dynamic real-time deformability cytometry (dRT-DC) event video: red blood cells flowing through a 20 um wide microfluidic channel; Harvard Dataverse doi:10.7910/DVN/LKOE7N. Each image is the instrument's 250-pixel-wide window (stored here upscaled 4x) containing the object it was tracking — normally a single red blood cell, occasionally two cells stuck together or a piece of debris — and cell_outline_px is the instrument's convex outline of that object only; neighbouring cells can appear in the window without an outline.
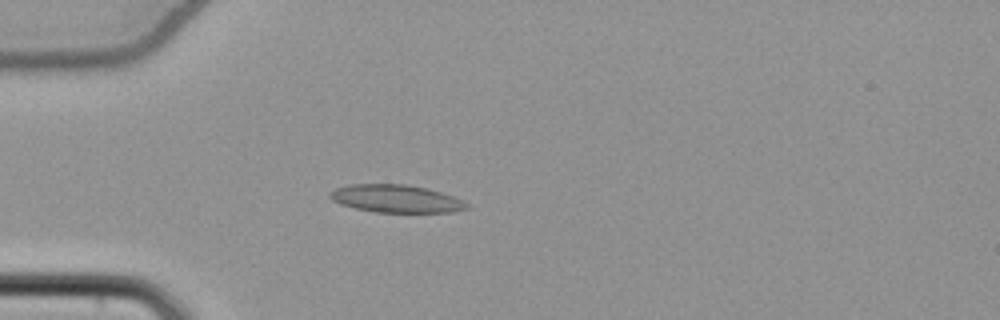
{"species": "common noctule bat (a hibernating species)", "species_latin": "Nyctalus noctula", "temperature_condition": "cold", "stored_images_in_passage": 43, "camera_frame_rate_fps": 3000, "um_per_image_px": 0.085, "animal": {"sex": "female", "body_mass_g": 22.7, "forearm_length_mm": 54.2}, "frame": {"image": 1, "passage_image": 5, "time_ms": 1.333, "image_size_px": [1000, 320], "cell_outline_px": [[468, 208], [456, 212], [376, 212], [356, 208], [340, 204], [332, 200], [328, 196], [328, 192], [336, 188], [352, 184], [404, 184], [428, 188], [464, 200], [468, 204]], "centroid_in_image_um": [33.66, 16.88], "position_along_channel_um": 51.3, "area_um2": 22.14}}
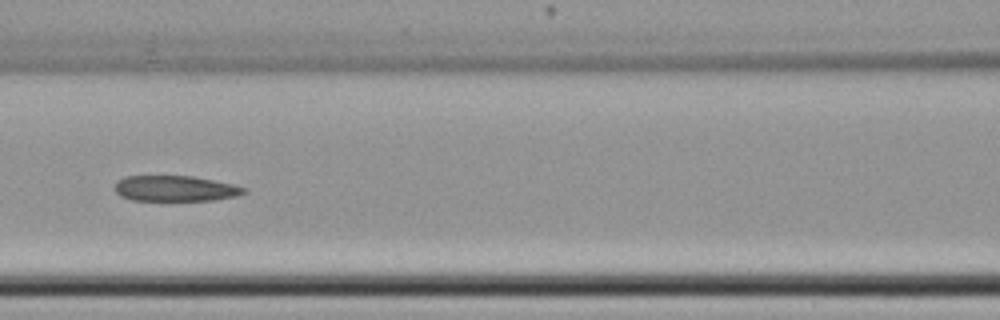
{"frame": {"image": 2, "passage_image": 14, "time_ms": 4.333, "image_size_px": [1000, 320], "cell_outline_px": [[248, 192], [236, 196], [212, 200], [132, 200], [120, 196], [112, 188], [116, 180], [124, 176], [192, 176], [232, 184], [248, 188]], "centroid_in_image_um": [14.85, 16.02], "position_along_channel_um": 151.7, "area_um2": 19.42}}
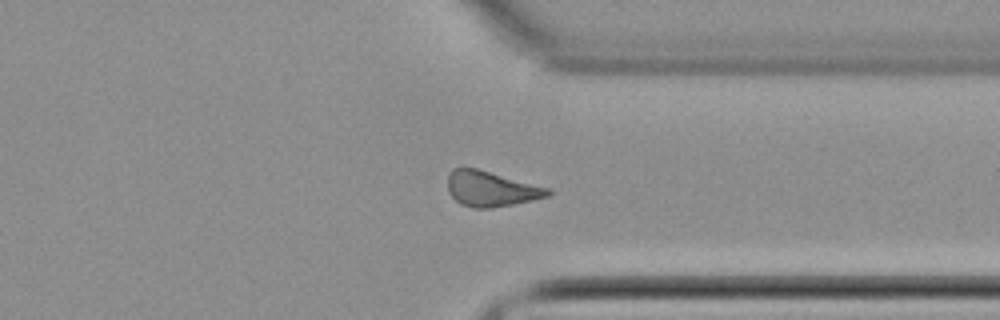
{"frame": {"image": 3, "passage_image": 31, "time_ms": 10.0, "image_size_px": [1000, 320], "cell_outline_px": [[552, 192], [548, 196], [532, 200], [492, 208], [472, 208], [460, 204], [448, 192], [448, 172], [452, 168], [476, 168], [552, 188]], "centroid_in_image_um": [41.74, 16.05], "position_along_channel_um": 369.7, "area_um2": 20.75}, "authors_computed_cell_mechanics": {"area_um2": 20.7502, "velocity_mm_per_s": 3.8531, "shape_relaxation_time_tau1_ms": null, "shape_relaxation_time_tau2_ms": 10.9021, "deformation_change_tau1": null, "deformation_change_tau2": 0.1952}}